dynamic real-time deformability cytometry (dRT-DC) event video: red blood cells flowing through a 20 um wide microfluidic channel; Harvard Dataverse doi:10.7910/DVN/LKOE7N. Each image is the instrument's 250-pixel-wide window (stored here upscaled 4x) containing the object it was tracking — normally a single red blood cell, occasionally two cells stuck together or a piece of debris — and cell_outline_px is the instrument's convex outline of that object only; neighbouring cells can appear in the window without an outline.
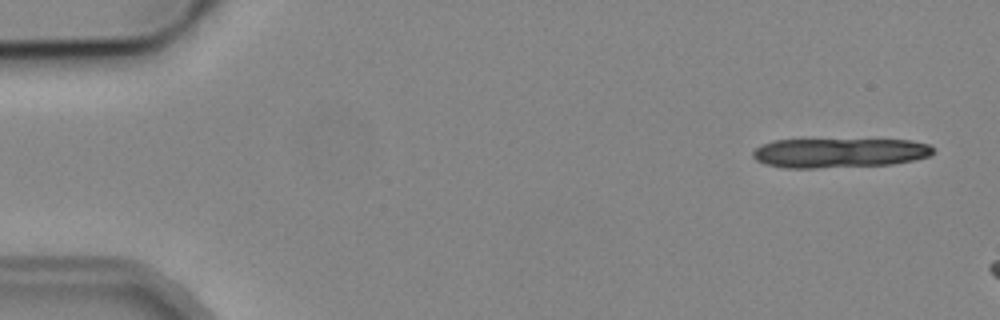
{"species": "common noctule bat (a hibernating species)", "species_latin": "Nyctalus noctula", "temperature_condition": "cold", "stored_images_in_passage": 4, "camera_frame_rate_fps": 3000, "um_per_image_px": 0.085, "animal": {"sex": "male", "body_mass_g": 19.2, "forearm_length_mm": 51.8}, "frame": {"image": 1, "passage_image": 1, "time_ms": 0.0, "image_size_px": [1000, 320], "cell_outline_px": [[936, 148], [928, 156], [912, 160], [892, 164], [816, 168], [784, 168], [764, 164], [756, 160], [752, 156], [752, 152], [760, 144], [772, 140], [912, 140], [928, 144]], "centroid_in_image_um": [71.29, 12.99], "position_along_channel_um": 13.7, "area_um2": 31.04}}